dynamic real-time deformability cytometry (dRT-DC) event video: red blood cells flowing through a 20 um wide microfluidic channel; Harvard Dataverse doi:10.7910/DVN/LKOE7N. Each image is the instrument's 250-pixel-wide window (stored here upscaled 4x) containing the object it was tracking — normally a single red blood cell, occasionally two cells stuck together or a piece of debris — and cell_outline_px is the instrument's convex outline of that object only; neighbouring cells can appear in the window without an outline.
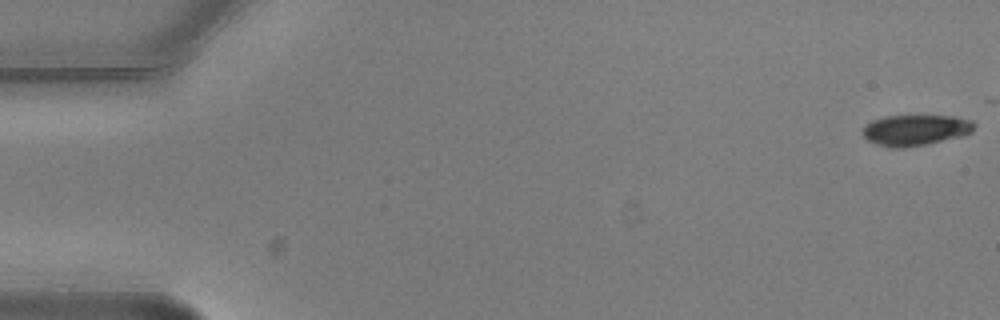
{"species": "common noctule bat (a hibernating species)", "species_latin": "Nyctalus noctula", "temperature_condition": "warm", "stored_images_in_passage": 4, "camera_frame_rate_fps": 3000, "um_per_image_px": 0.085, "animal": {"sex": "male", "body_mass_g": 20.5, "forearm_length_mm": 52.5}, "frame": {"image": 1, "passage_image": 1, "time_ms": 0.0, "image_size_px": [1000, 320], "cell_outline_px": [[976, 124], [972, 132], [960, 136], [924, 144], [900, 148], [888, 148], [868, 140], [860, 132], [864, 124], [872, 120], [884, 116], [956, 116], [972, 120]], "centroid_in_image_um": [77.77, 11.04], "position_along_channel_um": 7.2, "area_um2": 20.06}}